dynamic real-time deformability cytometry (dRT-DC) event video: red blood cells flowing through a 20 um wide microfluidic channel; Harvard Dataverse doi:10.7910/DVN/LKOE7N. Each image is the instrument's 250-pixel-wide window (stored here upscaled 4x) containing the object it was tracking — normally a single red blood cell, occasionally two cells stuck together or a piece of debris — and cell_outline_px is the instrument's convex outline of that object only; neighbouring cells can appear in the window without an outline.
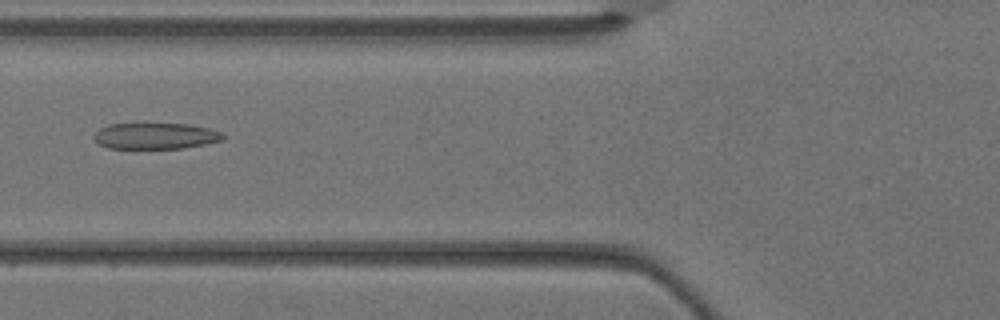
{"species": "Egyptian fruit bat (a non-hibernating species)", "species_latin": "Rousettus aegyptiacus", "temperature_condition": "warm", "stored_images_in_passage": 5, "camera_frame_rate_fps": 3000, "um_per_image_px": 0.085, "animal": {"sex": "female"}, "frame": {"image": 1, "passage_image": 5, "time_ms": 1.333, "image_size_px": [1000, 320], "cell_outline_px": [[224, 136], [220, 140], [204, 144], [180, 148], [108, 148], [100, 144], [92, 136], [100, 128], [108, 124], [136, 120], [144, 120], [188, 124], [208, 128], [220, 132]], "centroid_in_image_um": [13.12, 11.48], "position_along_channel_um": 112.7, "area_um2": 20.58}}